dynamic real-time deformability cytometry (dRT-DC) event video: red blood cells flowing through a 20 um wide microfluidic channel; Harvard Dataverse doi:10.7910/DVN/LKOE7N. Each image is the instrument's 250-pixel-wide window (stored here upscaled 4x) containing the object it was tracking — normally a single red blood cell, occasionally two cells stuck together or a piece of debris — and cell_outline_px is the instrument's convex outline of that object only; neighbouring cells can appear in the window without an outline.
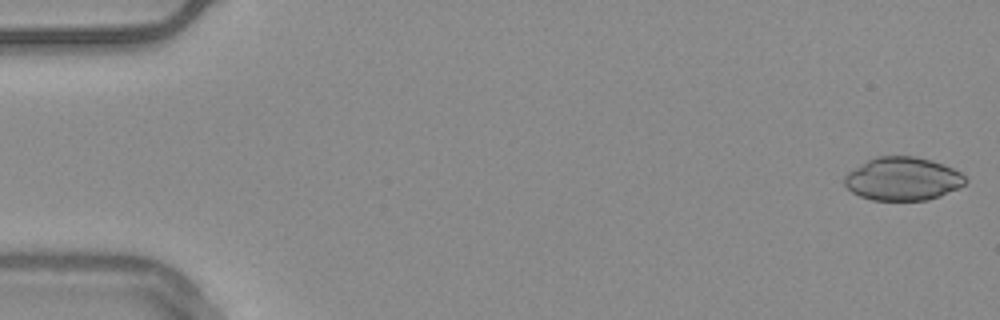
{"species": "common noctule bat (a hibernating species)", "species_latin": "Nyctalus noctula", "temperature_condition": "warm", "stored_images_in_passage": 54, "camera_frame_rate_fps": 3000, "um_per_image_px": 0.085, "animal": {"sex": "male", "body_mass_g": 20.4}, "frame": {"image": 1, "passage_image": 1, "time_ms": 0.0, "image_size_px": [1000, 320], "cell_outline_px": [[968, 180], [960, 188], [940, 196], [928, 200], [872, 200], [860, 196], [852, 192], [844, 184], [844, 176], [848, 172], [868, 160], [876, 156], [912, 156], [932, 160], [952, 168], [960, 172]], "centroid_in_image_um": [76.74, 15.21], "position_along_channel_um": 8.3, "area_um2": 30.46}}
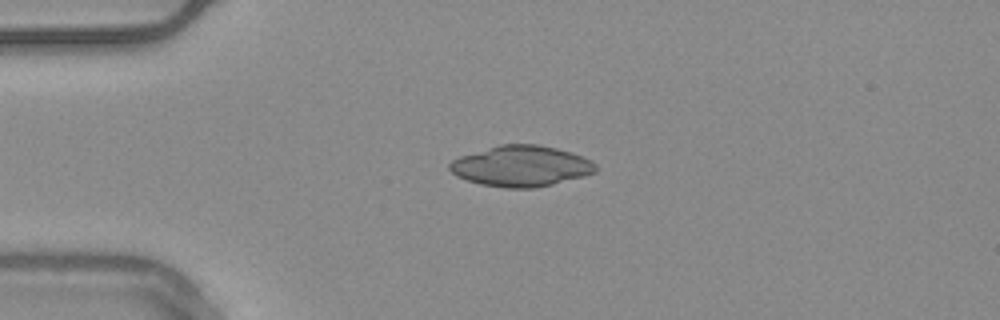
{"frame": {"image": 2, "passage_image": 13, "time_ms": 4.0, "image_size_px": [1000, 320], "cell_outline_px": [[596, 172], [584, 176], [552, 184], [532, 188], [504, 188], [480, 184], [456, 176], [448, 168], [448, 164], [452, 160], [460, 156], [500, 144], [536, 144], [556, 148], [572, 152], [592, 160], [596, 164]], "centroid_in_image_um": [44.29, 14.11], "position_along_channel_um": 40.7, "area_um2": 34.74}}